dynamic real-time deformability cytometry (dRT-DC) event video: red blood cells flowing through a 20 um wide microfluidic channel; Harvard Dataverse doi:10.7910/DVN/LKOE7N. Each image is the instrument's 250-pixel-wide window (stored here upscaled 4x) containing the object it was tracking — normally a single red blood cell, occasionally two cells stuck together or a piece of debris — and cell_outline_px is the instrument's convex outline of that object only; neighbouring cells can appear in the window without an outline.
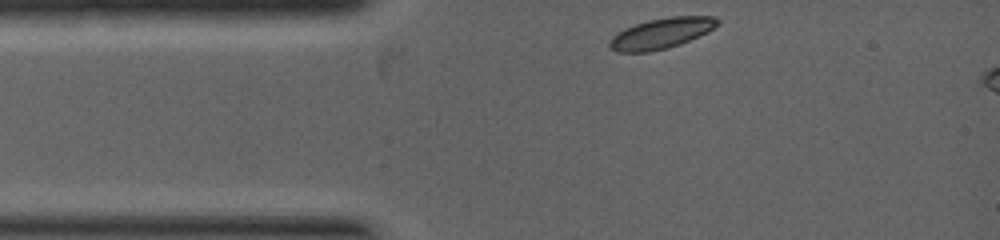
{"species": "common noctule bat (a hibernating species)", "species_latin": "Nyctalus noctula", "temperature_condition": "warm", "stored_images_in_passage": 32, "camera_frame_rate_fps": 5000, "um_per_image_px": 0.085, "animal": {"sex": "female", "body_mass_g": 19.0, "forearm_length_mm": 53.3}, "frame": {"image": 1, "passage_image": 1, "time_ms": 0.0, "image_size_px": [1000, 240], "cell_outline_px": [[720, 24], [708, 32], [680, 44], [668, 48], [648, 52], [616, 52], [608, 44], [608, 40], [612, 36], [624, 28], [648, 20], [668, 16], [716, 16], [720, 20]], "centroid_in_image_um": [56.23, 2.82], "position_along_channel_um": 28.8, "area_um2": 19.42}}
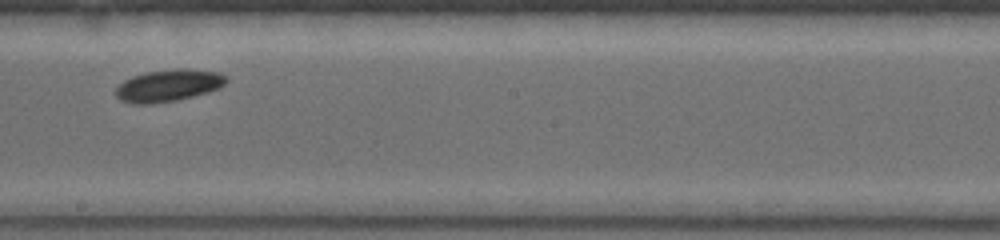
{"frame": {"image": 2, "passage_image": 18, "time_ms": 3.2, "image_size_px": [1000, 240], "cell_outline_px": [[228, 80], [220, 88], [208, 92], [176, 100], [152, 104], [132, 104], [120, 100], [116, 96], [116, 88], [124, 80], [132, 76], [144, 72], [176, 68], [188, 68], [220, 72], [228, 76]], "centroid_in_image_um": [14.34, 7.25], "position_along_channel_um": 233.9, "area_um2": 20.92}}
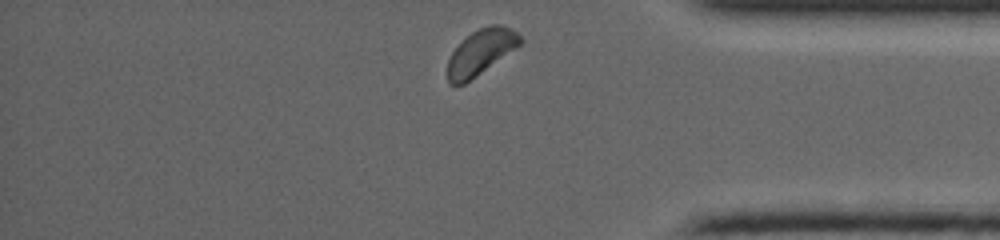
{"frame": {"image": 3, "passage_image": 32, "time_ms": 5.6, "image_size_px": [1000, 240], "cell_outline_px": [[524, 40], [520, 44], [476, 76], [464, 84], [448, 84], [448, 60], [452, 52], [472, 32], [480, 28], [492, 24], [500, 24], [516, 32]], "centroid_in_image_um": [40.86, 4.43], "position_along_channel_um": 394.3, "area_um2": 18.55}}